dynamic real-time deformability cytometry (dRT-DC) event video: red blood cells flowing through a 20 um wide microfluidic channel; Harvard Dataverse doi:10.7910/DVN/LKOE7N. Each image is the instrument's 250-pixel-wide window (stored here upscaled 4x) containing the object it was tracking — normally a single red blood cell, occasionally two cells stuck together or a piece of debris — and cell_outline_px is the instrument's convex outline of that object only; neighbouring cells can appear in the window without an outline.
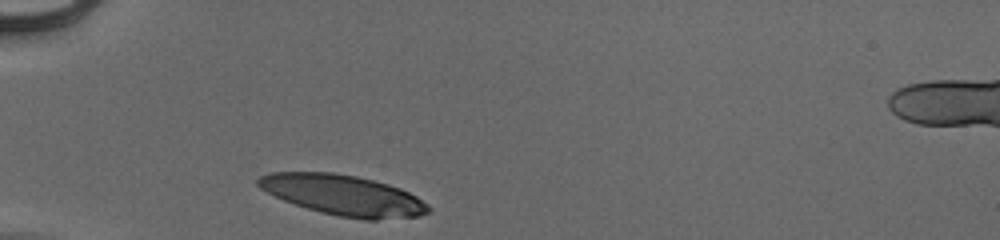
{"species": "human", "species_latin": "Homo sapiens", "temperature_condition": "cold", "stored_images_in_passage": 29, "camera_frame_rate_fps": 3000, "um_per_image_px": 0.085, "donor": {"sex": "male"}, "frame": {"image": 1, "passage_image": 1, "time_ms": 0.0, "image_size_px": [1000, 240], "cell_outline_px": [[432, 208], [428, 212], [420, 216], [376, 220], [364, 220], [340, 216], [320, 212], [284, 200], [260, 188], [256, 184], [256, 180], [260, 176], [268, 172], [332, 172], [356, 176], [388, 184], [400, 188], [416, 196], [428, 204]], "centroid_in_image_um": [29.19, 16.59], "position_along_channel_um": 55.8, "area_um2": 40.0}}
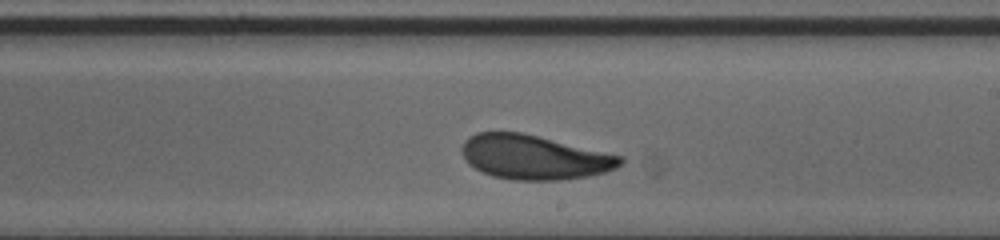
{"frame": {"image": 2, "passage_image": 17, "time_ms": 5.333, "image_size_px": [1000, 240], "cell_outline_px": [[624, 160], [616, 168], [604, 172], [588, 176], [560, 180], [512, 180], [492, 176], [468, 164], [460, 152], [460, 148], [464, 140], [468, 136], [476, 132], [520, 132], [624, 156]], "centroid_in_image_um": [45.37, 13.36], "position_along_channel_um": 243.6, "area_um2": 41.04}}
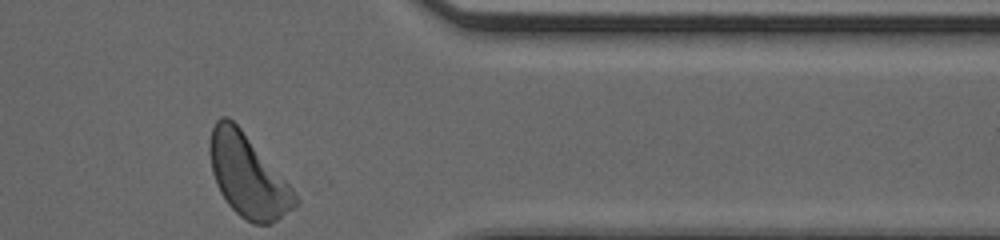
{"frame": {"image": 3, "passage_image": 29, "time_ms": 9.333, "image_size_px": [1000, 240], "cell_outline_px": [[300, 204], [272, 224], [252, 224], [240, 216], [228, 204], [220, 192], [216, 184], [212, 172], [208, 152], [208, 144], [212, 128], [216, 120], [220, 116], [228, 116], [240, 128], [292, 188], [300, 200]], "centroid_in_image_um": [21.05, 14.96], "position_along_channel_um": 390.4, "area_um2": 40.86}, "authors_computed_cell_mechanics": {"area_um2": 40.8646, "velocity_mm_per_s": 3.8942, "shape_relaxation_time_tau1_ms": 3.6388, "shape_relaxation_time_tau2_ms": 2.9564, "deformation_change_tau1": 0.1561, "deformation_change_tau2": 0.1052}}